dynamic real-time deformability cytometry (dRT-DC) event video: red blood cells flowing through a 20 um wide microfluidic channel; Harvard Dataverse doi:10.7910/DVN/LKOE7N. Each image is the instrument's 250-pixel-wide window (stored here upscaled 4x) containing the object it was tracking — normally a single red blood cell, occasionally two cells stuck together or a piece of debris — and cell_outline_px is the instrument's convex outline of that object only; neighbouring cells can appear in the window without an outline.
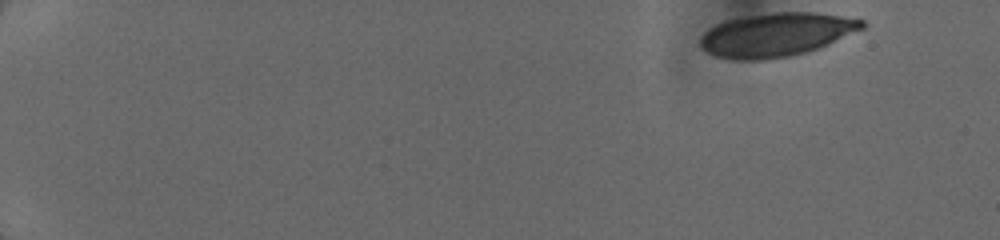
{"species": "human", "species_latin": "Homo sapiens", "temperature_condition": "cold", "stored_images_in_passage": 5, "camera_frame_rate_fps": 3000, "um_per_image_px": 0.085, "donor": {"sex": "female"}, "frame": {"image": 1, "passage_image": 1, "time_ms": 0.0, "image_size_px": [1000, 240], "cell_outline_px": [[864, 28], [816, 48], [804, 52], [788, 56], [764, 60], [732, 60], [716, 56], [700, 48], [700, 36], [708, 28], [716, 24], [728, 20], [748, 16], [772, 12], [816, 12], [864, 20]], "centroid_in_image_um": [65.92, 2.95], "position_along_channel_um": 19.1, "area_um2": 40.75}}
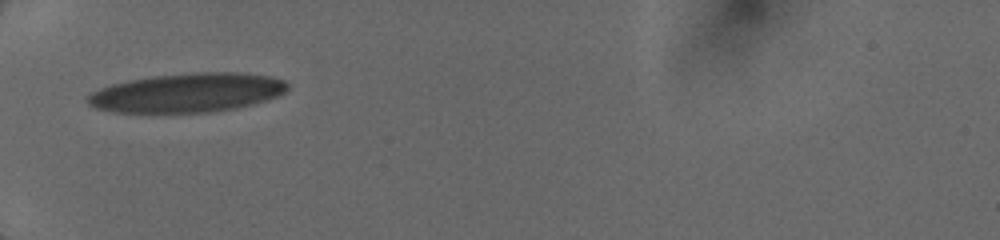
{"frame": {"image": 2, "passage_image": 5, "time_ms": 5.0, "image_size_px": [1000, 240], "cell_outline_px": [[288, 88], [284, 92], [276, 96], [252, 104], [236, 108], [212, 112], [112, 112], [96, 108], [88, 104], [88, 96], [92, 92], [100, 88], [112, 84], [128, 80], [152, 76], [196, 72], [244, 72], [272, 76], [284, 80], [288, 84]], "centroid_in_image_um": [15.94, 7.87], "position_along_channel_um": 69.1, "area_um2": 45.49}}